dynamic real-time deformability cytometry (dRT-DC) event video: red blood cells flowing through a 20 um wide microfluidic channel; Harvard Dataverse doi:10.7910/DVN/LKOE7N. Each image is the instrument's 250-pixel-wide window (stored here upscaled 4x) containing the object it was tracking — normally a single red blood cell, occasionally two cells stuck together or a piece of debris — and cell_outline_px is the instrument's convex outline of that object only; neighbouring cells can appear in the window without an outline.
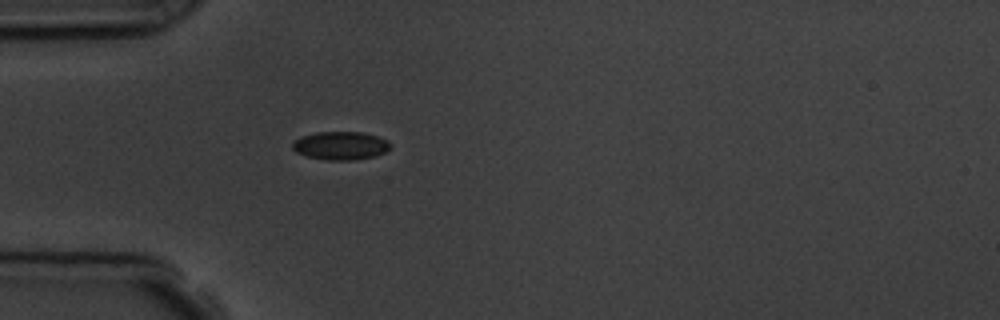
{"species": "common noctule bat (a hibernating species)", "species_latin": "Nyctalus noctula", "temperature_condition": "room temperature", "stored_images_in_passage": 5, "segment_of_instrument_passage": [2, 2], "camera_frame_rate_fps": 3000, "um_per_image_px": 0.085, "animal": {"sex": "male", "body_mass_g": 19.5, "forearm_length_mm": 54.6}, "frame": {"image": 1, "passage_image": 5, "time_ms": 5.667, "image_size_px": [1000, 320], "cell_outline_px": [[392, 148], [376, 156], [356, 160], [328, 160], [308, 156], [296, 152], [292, 148], [292, 140], [300, 136], [316, 132], [364, 132], [388, 140], [392, 144]], "centroid_in_image_um": [28.96, 12.37], "position_along_channel_um": 56.0, "area_um2": 16.36}}